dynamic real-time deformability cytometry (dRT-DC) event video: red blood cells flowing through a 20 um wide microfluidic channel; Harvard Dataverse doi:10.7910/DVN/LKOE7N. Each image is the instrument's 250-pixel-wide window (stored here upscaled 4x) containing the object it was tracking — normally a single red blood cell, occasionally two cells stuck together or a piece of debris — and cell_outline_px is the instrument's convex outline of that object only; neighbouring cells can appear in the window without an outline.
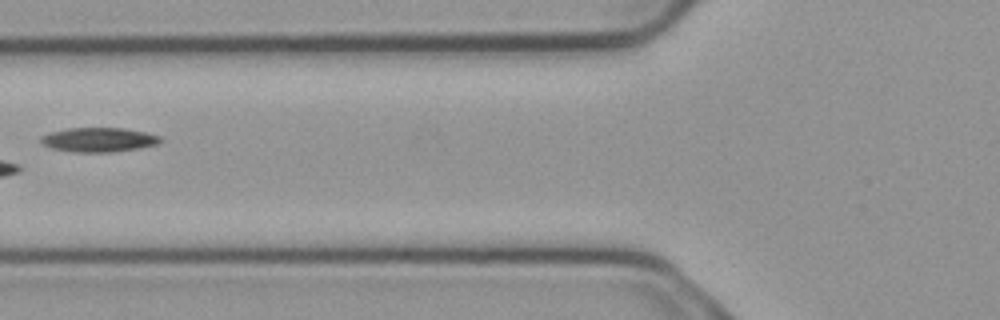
{"species": "common noctule bat (a hibernating species)", "species_latin": "Nyctalus noctula", "temperature_condition": "cold", "stored_images_in_passage": 6, "camera_frame_rate_fps": 3000, "um_per_image_px": 0.085, "animal": {"sex": "male", "body_mass_g": 23.1, "forearm_length_mm": 52.7}, "frame": {"image": 1, "passage_image": 5, "time_ms": 1.333, "image_size_px": [1000, 320], "cell_outline_px": [[160, 140], [156, 144], [136, 148], [112, 152], [76, 152], [52, 148], [44, 144], [40, 140], [40, 136], [52, 132], [68, 128], [124, 128], [144, 132], [160, 136]], "centroid_in_image_um": [8.36, 11.87], "position_along_channel_um": 117.4, "area_um2": 16.59}}
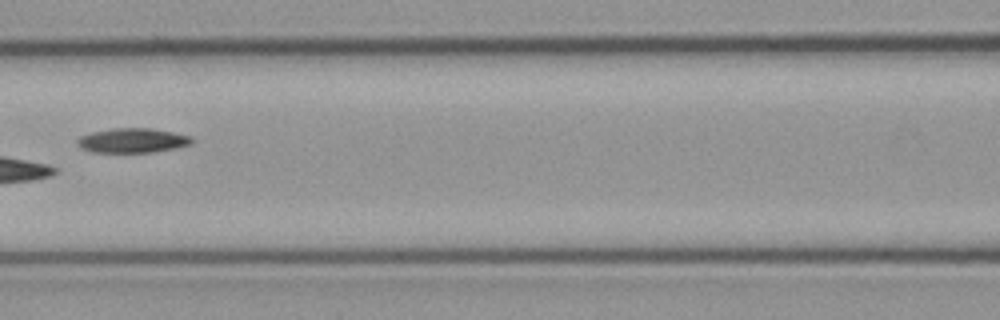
{"frame": {"image": 2, "passage_image": 6, "time_ms": 1.667, "image_size_px": [1000, 320], "cell_outline_px": [[192, 144], [152, 152], [92, 152], [80, 148], [76, 144], [76, 140], [80, 136], [92, 132], [112, 128], [152, 128], [192, 136]], "centroid_in_image_um": [11.22, 11.93], "position_along_channel_um": 155.4, "area_um2": 16.36}}